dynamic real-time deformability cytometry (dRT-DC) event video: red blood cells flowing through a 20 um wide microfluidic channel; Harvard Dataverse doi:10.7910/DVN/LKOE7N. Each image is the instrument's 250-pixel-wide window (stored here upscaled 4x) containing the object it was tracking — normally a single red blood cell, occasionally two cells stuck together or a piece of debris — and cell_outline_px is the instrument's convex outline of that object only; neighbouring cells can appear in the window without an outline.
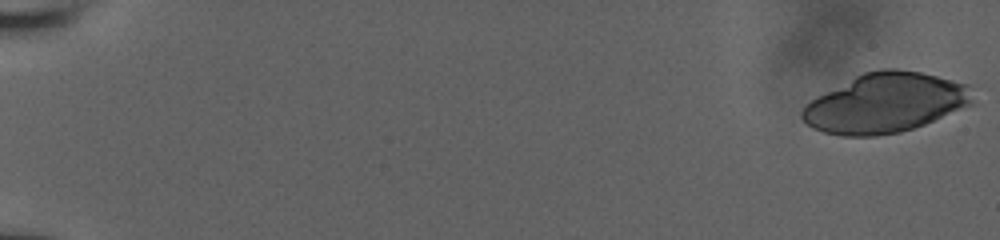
{"species": "human", "species_latin": "Homo sapiens", "temperature_condition": "room temperature", "stored_images_in_passage": 47, "camera_frame_rate_fps": 3000, "um_per_image_px": 0.085, "donor": {"sex": "male"}, "frame": {"image": 1, "passage_image": 1, "time_ms": 0.0, "image_size_px": [1000, 240], "cell_outline_px": [[976, 104], [924, 124], [900, 132], [876, 136], [840, 136], [824, 132], [812, 128], [800, 116], [800, 112], [816, 96], [864, 72], [880, 68], [896, 68], [920, 72], [968, 84]], "centroid_in_image_um": [75.28, 8.75], "position_along_channel_um": 9.7, "area_um2": 59.25}}